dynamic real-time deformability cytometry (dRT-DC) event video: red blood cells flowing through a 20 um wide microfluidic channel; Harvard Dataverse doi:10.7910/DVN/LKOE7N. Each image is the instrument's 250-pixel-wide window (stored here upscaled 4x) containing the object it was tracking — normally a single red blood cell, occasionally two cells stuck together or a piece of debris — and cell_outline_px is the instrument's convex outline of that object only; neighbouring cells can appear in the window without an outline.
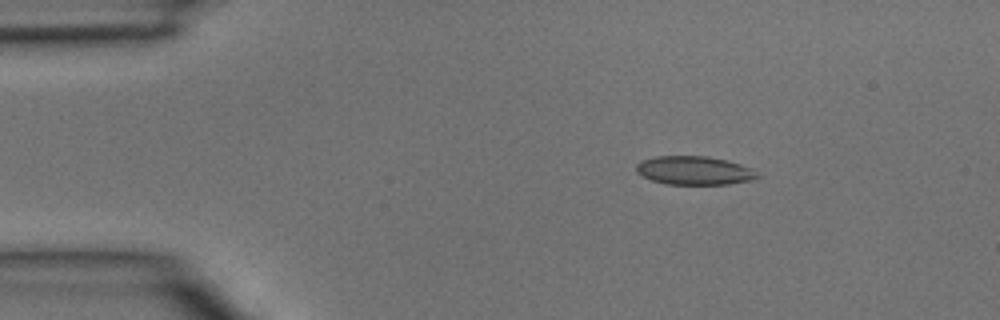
{"species": "common noctule bat (a hibernating species)", "species_latin": "Nyctalus noctula", "temperature_condition": "room temperature", "stored_images_in_passage": 3, "camera_frame_rate_fps": 3000, "um_per_image_px": 0.085, "animal": {"sex": "male", "body_mass_g": 15.6}, "frame": {"image": 1, "passage_image": 1, "time_ms": 0.0, "image_size_px": [1000, 320], "cell_outline_px": [[764, 176], [752, 180], [728, 184], [664, 184], [652, 180], [636, 172], [636, 164], [640, 160], [656, 156], [704, 156], [728, 160], [752, 168]], "centroid_in_image_um": [59.05, 14.49], "position_along_channel_um": 26.0, "area_um2": 20.4}}
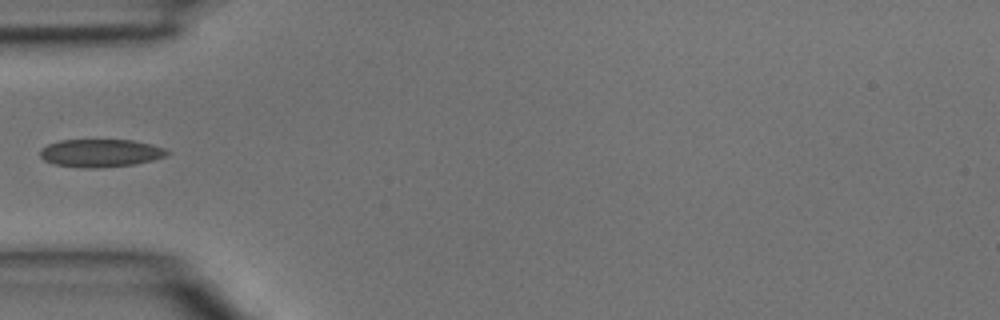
{"frame": {"image": 2, "passage_image": 3, "time_ms": 0.667, "image_size_px": [1000, 320], "cell_outline_px": [[172, 152], [164, 156], [152, 160], [132, 164], [100, 168], [80, 168], [56, 164], [44, 160], [40, 156], [40, 148], [48, 144], [60, 140], [132, 140], [152, 144], [164, 148]], "centroid_in_image_um": [8.53, 13.0], "position_along_channel_um": 76.5, "area_um2": 20.63}}